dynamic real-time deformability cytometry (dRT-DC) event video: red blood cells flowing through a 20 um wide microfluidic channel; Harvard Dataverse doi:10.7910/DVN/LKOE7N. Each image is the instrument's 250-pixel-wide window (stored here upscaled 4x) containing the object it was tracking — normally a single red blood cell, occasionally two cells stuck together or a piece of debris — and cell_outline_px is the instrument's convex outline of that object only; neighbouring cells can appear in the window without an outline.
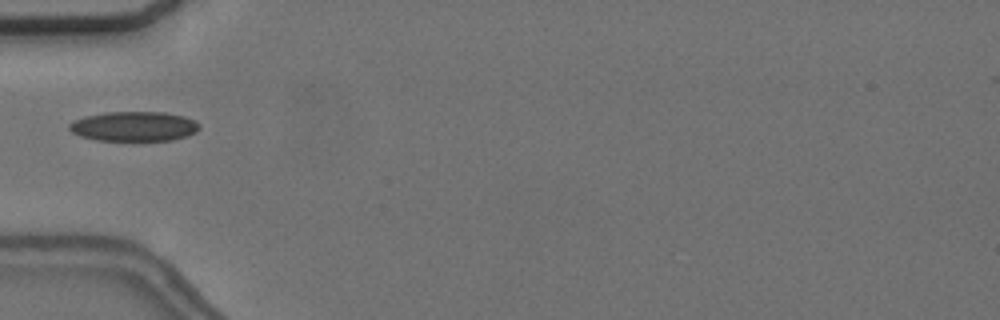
{"species": "common noctule bat (a hibernating species)", "species_latin": "Nyctalus noctula", "temperature_condition": "cold", "stored_images_in_passage": 5, "camera_frame_rate_fps": 3000, "um_per_image_px": 0.085, "animal": {"sex": "female", "body_mass_g": 24.6, "forearm_length_mm": 56.2}, "frame": {"image": 1, "passage_image": 5, "time_ms": 5.667, "image_size_px": [1000, 320], "cell_outline_px": [[200, 128], [196, 132], [188, 136], [172, 140], [96, 140], [80, 136], [72, 132], [68, 128], [68, 124], [72, 120], [84, 116], [104, 112], [164, 112], [184, 116], [196, 120], [200, 124]], "centroid_in_image_um": [11.39, 10.73], "position_along_channel_um": 73.6, "area_um2": 22.77}}